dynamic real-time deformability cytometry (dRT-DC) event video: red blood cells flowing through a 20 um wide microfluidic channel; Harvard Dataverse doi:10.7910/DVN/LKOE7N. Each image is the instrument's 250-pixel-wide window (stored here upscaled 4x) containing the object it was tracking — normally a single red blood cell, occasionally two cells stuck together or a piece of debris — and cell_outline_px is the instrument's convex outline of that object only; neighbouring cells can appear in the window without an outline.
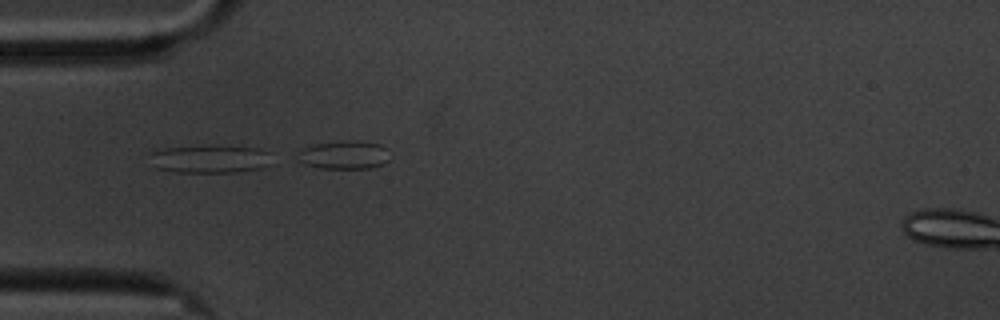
{"species": "common noctule bat (a hibernating species)", "species_latin": "Nyctalus noctula", "temperature_condition": "cold", "stored_images_in_passage": 7, "camera_frame_rate_fps": 3000, "um_per_image_px": 0.085, "animal": {"sex": "male", "body_mass_g": 20.1, "forearm_length_mm": 53.5}, "frame": {"image": 1, "passage_image": 5, "time_ms": 1.333, "image_size_px": [1000, 320], "cell_outline_px": [[272, 152], [268, 164], [260, 168], [236, 172], [176, 172], [156, 168], [152, 152], [164, 148], [256, 148]], "centroid_in_image_um": [17.91, 13.56], "position_along_channel_um": 67.1, "area_um2": 18.67}}